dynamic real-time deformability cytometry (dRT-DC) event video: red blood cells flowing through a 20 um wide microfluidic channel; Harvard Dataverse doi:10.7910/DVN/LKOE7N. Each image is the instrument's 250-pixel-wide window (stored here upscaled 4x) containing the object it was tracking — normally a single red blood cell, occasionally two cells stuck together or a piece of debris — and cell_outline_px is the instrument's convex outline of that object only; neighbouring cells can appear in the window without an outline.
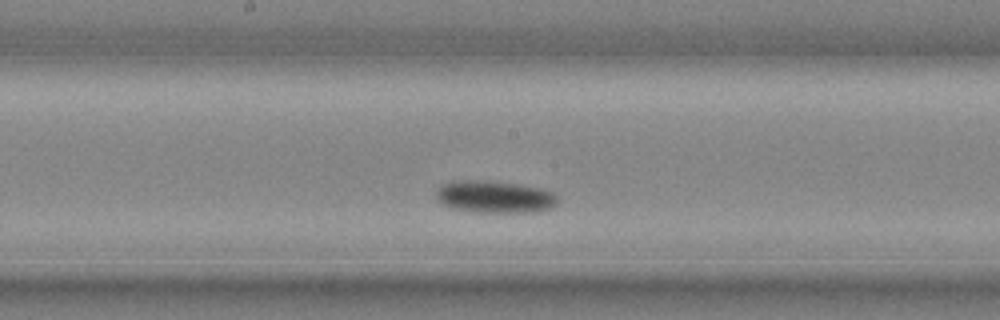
{"species": "common noctule bat (a hibernating species)", "species_latin": "Nyctalus noctula", "temperature_condition": "cold", "stored_images_in_passage": 14, "camera_frame_rate_fps": 3000, "um_per_image_px": 0.085, "animal": {"sex": "male", "body_mass_g": 20.4}, "frame": {"image": 1, "passage_image": 10, "time_ms": 3.0, "image_size_px": [1000, 320], "cell_outline_px": [[556, 204], [552, 208], [536, 212], [472, 212], [452, 208], [444, 204], [436, 196], [436, 192], [444, 184], [456, 180], [484, 180], [516, 184], [536, 188], [552, 192], [556, 196]], "centroid_in_image_um": [42.04, 16.74], "position_along_channel_um": 206.2, "area_um2": 22.48}}
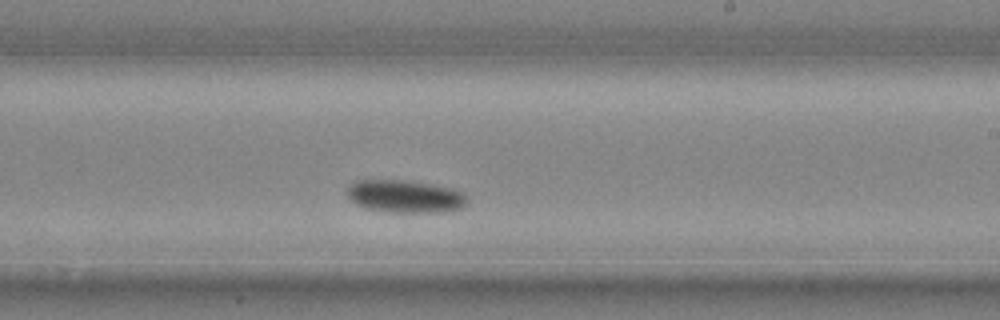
{"frame": {"image": 2, "passage_image": 12, "time_ms": 3.667, "image_size_px": [1000, 320], "cell_outline_px": [[468, 200], [464, 208], [444, 212], [388, 212], [364, 208], [356, 204], [348, 196], [348, 188], [352, 184], [360, 180], [400, 180], [432, 184], [452, 188], [460, 192]], "centroid_in_image_um": [34.46, 16.71], "position_along_channel_um": 254.5, "area_um2": 22.72}}
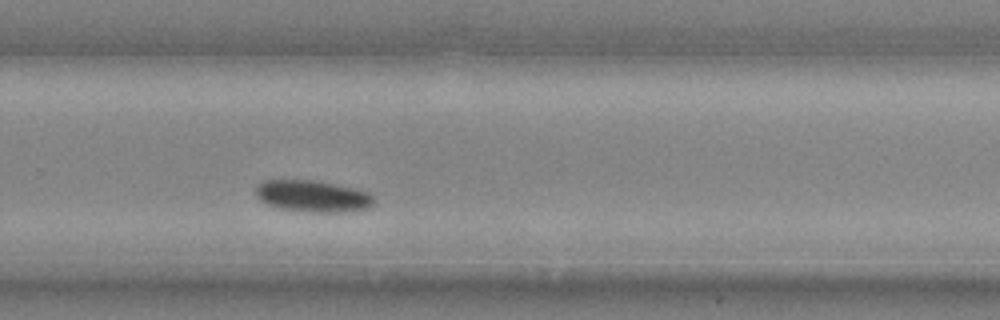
{"frame": {"image": 3, "passage_image": 14, "time_ms": 4.333, "image_size_px": [1000, 320], "cell_outline_px": [[372, 204], [368, 208], [336, 212], [308, 212], [280, 208], [268, 204], [260, 200], [256, 196], [256, 184], [264, 180], [312, 180], [336, 184], [368, 192], [372, 196]], "centroid_in_image_um": [26.52, 16.66], "position_along_channel_um": 303.3, "area_um2": 21.56}}